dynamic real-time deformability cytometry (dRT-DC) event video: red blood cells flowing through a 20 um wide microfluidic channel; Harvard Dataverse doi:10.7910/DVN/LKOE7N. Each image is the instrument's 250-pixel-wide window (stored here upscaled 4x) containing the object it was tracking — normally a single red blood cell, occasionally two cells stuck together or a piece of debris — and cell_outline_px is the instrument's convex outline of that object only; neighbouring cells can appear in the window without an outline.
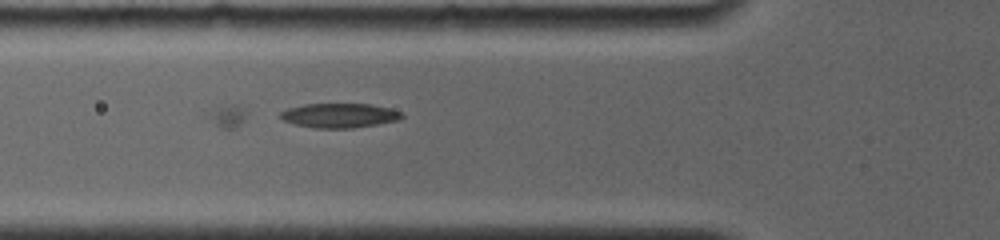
{"species": "common noctule bat (a hibernating species)", "species_latin": "Nyctalus noctula", "temperature_condition": "room temperature", "stored_images_in_passage": 15, "camera_frame_rate_fps": 4000, "um_per_image_px": 0.085, "animal": {"sex": "female", "body_mass_g": 19.0, "forearm_length_mm": 56.7}, "frame": {"image": 1, "passage_image": 8, "time_ms": 4.0, "image_size_px": [1000, 240], "cell_outline_px": [[404, 116], [396, 120], [376, 124], [352, 128], [316, 128], [296, 124], [284, 120], [280, 116], [280, 112], [288, 108], [304, 104], [368, 104], [388, 108], [400, 112]], "centroid_in_image_um": [28.82, 9.81], "position_along_channel_um": 97.0, "area_um2": 16.94}}
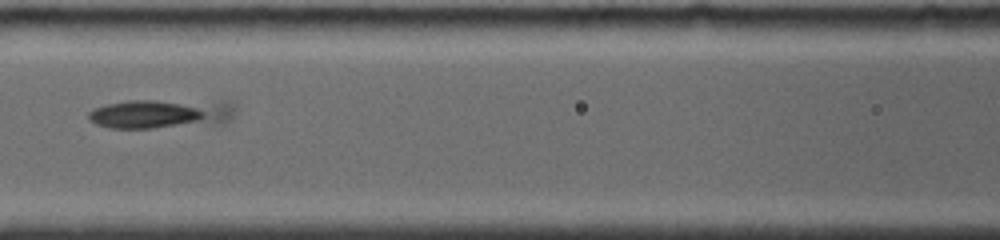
{"frame": {"image": 2, "passage_image": 11, "time_ms": 5.5, "image_size_px": [1000, 240], "cell_outline_px": [[232, 112], [228, 120], [220, 124], [152, 128], [108, 128], [96, 124], [88, 120], [88, 112], [96, 108], [108, 104], [128, 100], [232, 100]], "centroid_in_image_um": [13.71, 9.66], "position_along_channel_um": 152.9, "area_um2": 25.55}}